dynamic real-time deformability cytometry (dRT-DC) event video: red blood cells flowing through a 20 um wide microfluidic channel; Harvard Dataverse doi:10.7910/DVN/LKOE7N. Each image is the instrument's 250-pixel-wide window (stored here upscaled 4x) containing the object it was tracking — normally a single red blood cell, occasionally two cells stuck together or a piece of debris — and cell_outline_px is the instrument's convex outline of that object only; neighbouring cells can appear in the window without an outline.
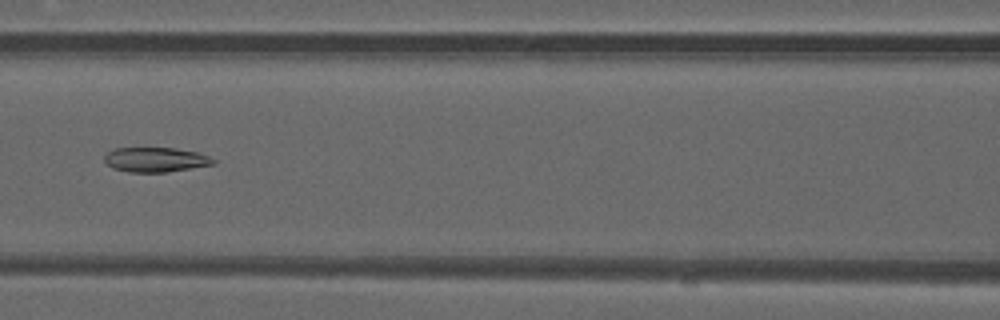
{"species": "common noctule bat (a hibernating species)", "species_latin": "Nyctalus noctula", "temperature_condition": "warm", "stored_images_in_passage": 48, "camera_frame_rate_fps": 3000, "um_per_image_px": 0.085, "animal": {"sex": "male", "forearm_length_mm": 52.5}, "frame": {"image": 1, "passage_image": 22, "time_ms": 7.0, "image_size_px": [1000, 320], "cell_outline_px": [[216, 164], [168, 172], [128, 172], [112, 168], [104, 160], [104, 156], [112, 148], [176, 148], [196, 152], [208, 156], [216, 160]], "centroid_in_image_um": [13.22, 13.57], "position_along_channel_um": 153.4, "area_um2": 15.72}}
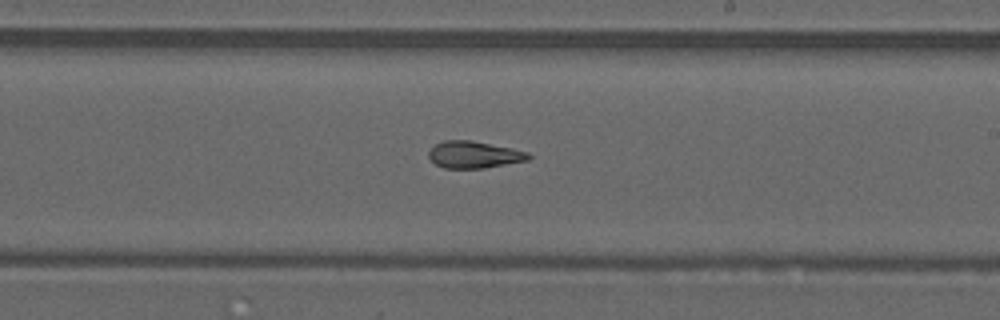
{"frame": {"image": 2, "passage_image": 29, "time_ms": 9.333, "image_size_px": [1000, 320], "cell_outline_px": [[532, 156], [528, 160], [484, 168], [444, 168], [436, 164], [428, 156], [428, 152], [436, 144], [444, 140], [468, 140], [512, 148], [528, 152]], "centroid_in_image_um": [40.3, 13.15], "position_along_channel_um": 248.7, "area_um2": 15.49}}
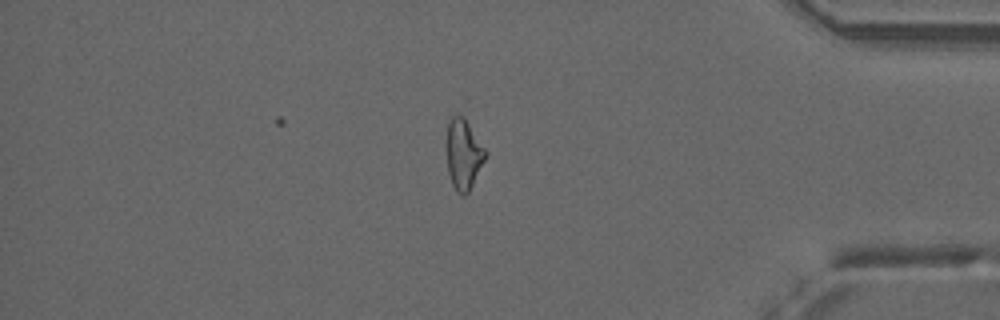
{"frame": {"image": 3, "passage_image": 42, "time_ms": 13.667, "image_size_px": [1000, 320], "cell_outline_px": [[488, 152], [468, 192], [464, 196], [456, 192], [452, 184], [448, 172], [448, 124], [452, 116], [464, 116]], "centroid_in_image_um": [39.42, 13.11], "position_along_channel_um": 395.8, "area_um2": 15.49}, "authors_computed_cell_mechanics": {"area_um2": 16.2418, "velocity_mm_per_s": 4.109, "shape_relaxation_time_tau1_ms": null, "shape_relaxation_time_tau2_ms": 6.6595, "deformation_change_tau1": null, "deformation_change_tau2": 0.1656}}